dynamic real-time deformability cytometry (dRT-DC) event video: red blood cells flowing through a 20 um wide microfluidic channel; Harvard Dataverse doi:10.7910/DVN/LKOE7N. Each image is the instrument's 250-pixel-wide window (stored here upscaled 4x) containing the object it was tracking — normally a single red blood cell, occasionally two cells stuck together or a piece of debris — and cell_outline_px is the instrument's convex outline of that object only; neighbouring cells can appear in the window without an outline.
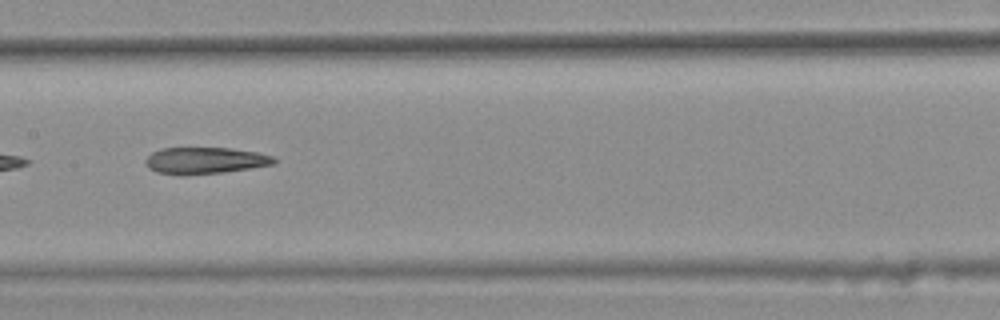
{"species": "common noctule bat (a hibernating species)", "species_latin": "Nyctalus noctula", "temperature_condition": "warm", "stored_images_in_passage": 12, "camera_frame_rate_fps": 3000, "um_per_image_px": 0.085, "animal": {"sex": "female", "body_mass_g": 25.1}, "frame": {"image": 1, "passage_image": 7, "time_ms": 2.0, "image_size_px": [1000, 320], "cell_outline_px": [[276, 160], [272, 164], [224, 172], [184, 176], [180, 176], [156, 172], [148, 168], [144, 160], [152, 152], [160, 148], [232, 148], [256, 152], [272, 156]], "centroid_in_image_um": [17.35, 13.65], "position_along_channel_um": 190.1, "area_um2": 20.0}}
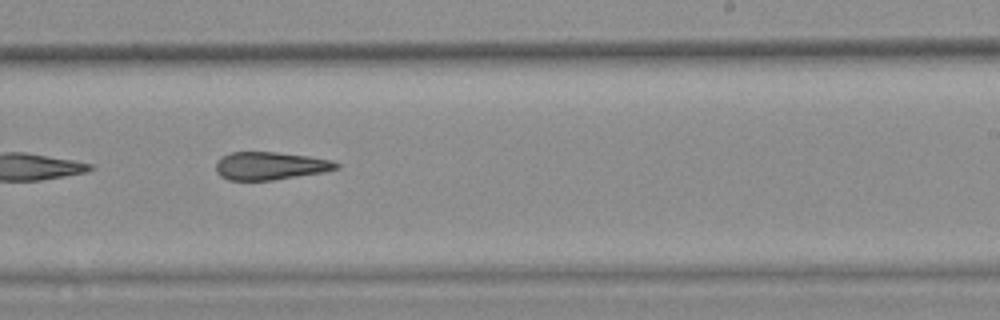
{"frame": {"image": 2, "passage_image": 9, "time_ms": 2.667, "image_size_px": [1000, 320], "cell_outline_px": [[340, 168], [324, 172], [272, 180], [228, 180], [220, 176], [216, 172], [216, 160], [220, 156], [228, 152], [276, 152], [308, 156], [332, 160], [340, 164]], "centroid_in_image_um": [22.94, 14.09], "position_along_channel_um": 266.1, "area_um2": 19.77}}
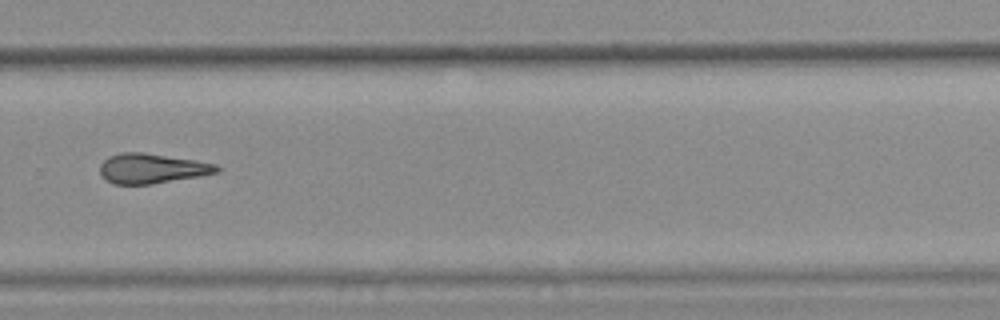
{"frame": {"image": 3, "passage_image": 10, "time_ms": 3.0, "image_size_px": [1000, 320], "cell_outline_px": [[220, 172], [200, 176], [152, 184], [112, 184], [104, 180], [100, 172], [100, 164], [108, 156], [120, 152], [140, 152], [196, 160], [216, 164], [220, 168]], "centroid_in_image_um": [12.89, 14.32], "position_along_channel_um": 316.9, "area_um2": 20.46}}